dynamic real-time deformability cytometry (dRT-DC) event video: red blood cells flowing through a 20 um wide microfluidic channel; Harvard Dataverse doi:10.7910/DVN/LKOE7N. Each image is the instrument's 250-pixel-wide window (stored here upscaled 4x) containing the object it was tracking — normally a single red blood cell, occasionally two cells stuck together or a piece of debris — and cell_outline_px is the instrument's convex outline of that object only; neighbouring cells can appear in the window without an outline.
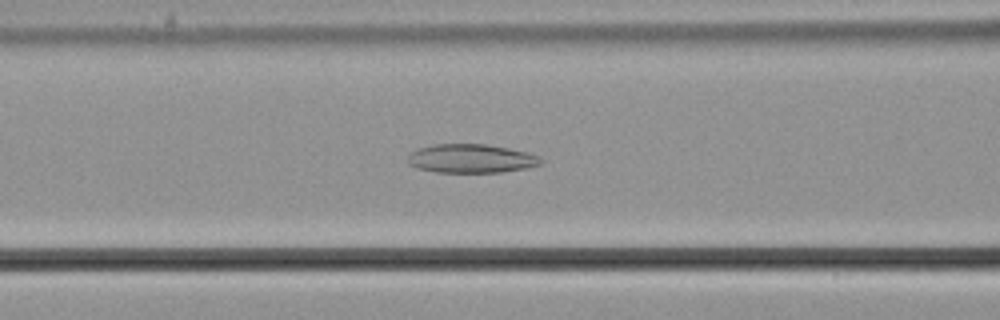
{"species": "common noctule bat (a hibernating species)", "species_latin": "Nyctalus noctula", "temperature_condition": "cold", "stored_images_in_passage": 39, "camera_frame_rate_fps": 3000, "um_per_image_px": 0.085, "animal": {"sex": "male", "body_mass_g": 21.5, "forearm_length_mm": 52.0}, "frame": {"image": 1, "passage_image": 6, "time_ms": 1.667, "image_size_px": [1000, 320], "cell_outline_px": [[544, 160], [540, 164], [524, 168], [500, 172], [436, 172], [416, 168], [408, 164], [408, 156], [412, 152], [420, 148], [432, 144], [484, 144], [508, 148], [540, 156]], "centroid_in_image_um": [40.02, 13.47], "position_along_channel_um": 126.6, "area_um2": 22.14}}
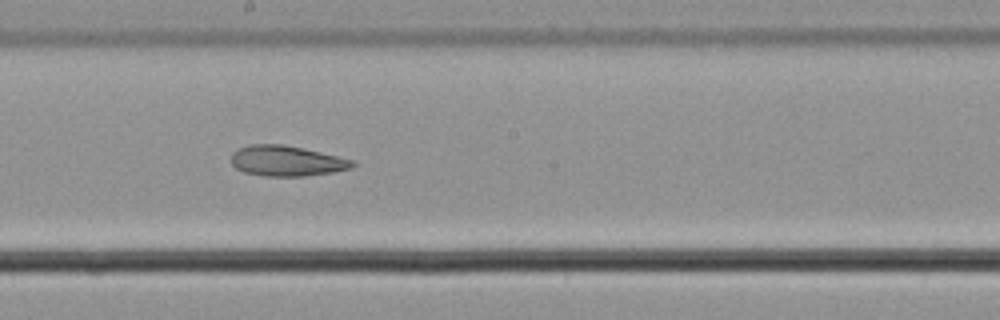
{"frame": {"image": 2, "passage_image": 14, "time_ms": 4.333, "image_size_px": [1000, 320], "cell_outline_px": [[356, 164], [352, 168], [332, 172], [304, 176], [264, 176], [244, 172], [236, 168], [232, 164], [232, 152], [236, 148], [252, 144], [284, 144], [336, 156], [352, 160]], "centroid_in_image_um": [24.32, 13.67], "position_along_channel_um": 223.9, "area_um2": 21.39}}
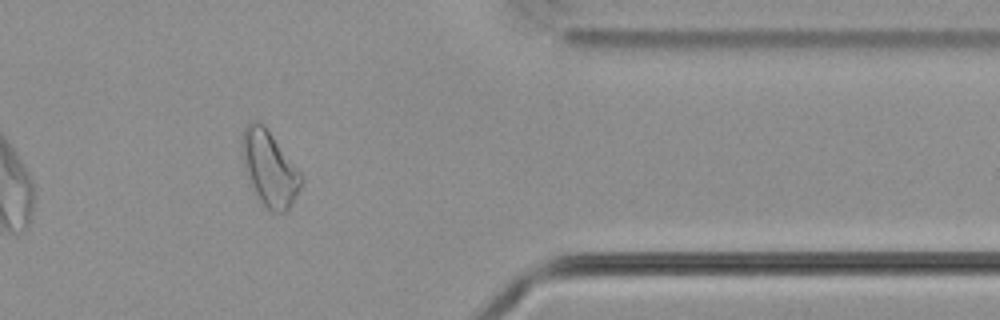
{"frame": {"image": 3, "passage_image": 29, "time_ms": 9.333, "image_size_px": [1000, 320], "cell_outline_px": [[304, 180], [288, 212], [272, 212], [260, 200], [252, 188], [244, 164], [240, 144], [240, 140], [244, 128], [248, 124], [256, 120], [272, 136], [304, 176]], "centroid_in_image_um": [22.92, 14.35], "position_along_channel_um": 388.5, "area_um2": 25.43}, "authors_computed_cell_mechanics": {"area_um2": 22.1952, "velocity_mm_per_s": 3.6501, "shape_relaxation_time_tau1_ms": null, "shape_relaxation_time_tau2_ms": 6.0392, "deformation_change_tau1": null, "deformation_change_tau2": 0.1452}}